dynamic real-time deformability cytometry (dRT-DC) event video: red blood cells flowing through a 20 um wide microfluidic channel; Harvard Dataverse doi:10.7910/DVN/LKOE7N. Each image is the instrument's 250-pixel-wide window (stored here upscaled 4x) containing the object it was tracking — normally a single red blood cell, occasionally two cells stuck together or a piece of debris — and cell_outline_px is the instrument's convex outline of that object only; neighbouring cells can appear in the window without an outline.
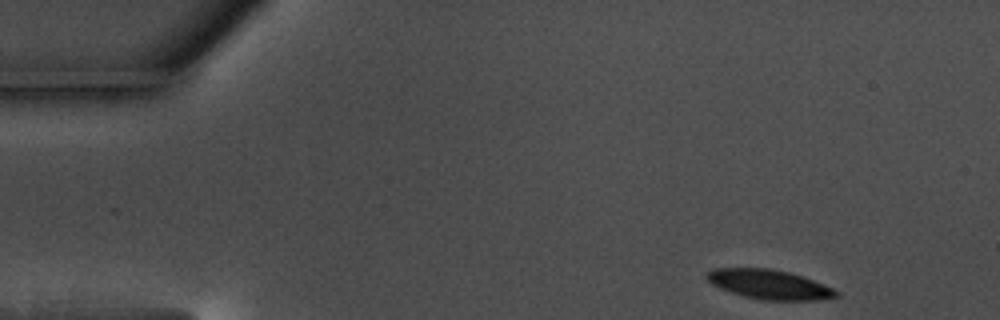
{"species": "common noctule bat (a hibernating species)", "species_latin": "Nyctalus noctula", "temperature_condition": "warm", "stored_images_in_passage": 52, "camera_frame_rate_fps": 3000, "um_per_image_px": 0.085, "animal": {"sex": "male", "body_mass_g": 17.5, "forearm_length_mm": 52.3}, "frame": {"image": 1, "passage_image": 1, "time_ms": 0.0, "image_size_px": [1000, 320], "cell_outline_px": [[840, 296], [816, 300], [760, 300], [744, 296], [720, 288], [712, 284], [704, 276], [704, 272], [712, 268], [772, 268], [788, 272], [812, 280], [832, 288], [840, 292]], "centroid_in_image_um": [65.34, 24.17], "position_along_channel_um": 19.7, "area_um2": 22.2}}
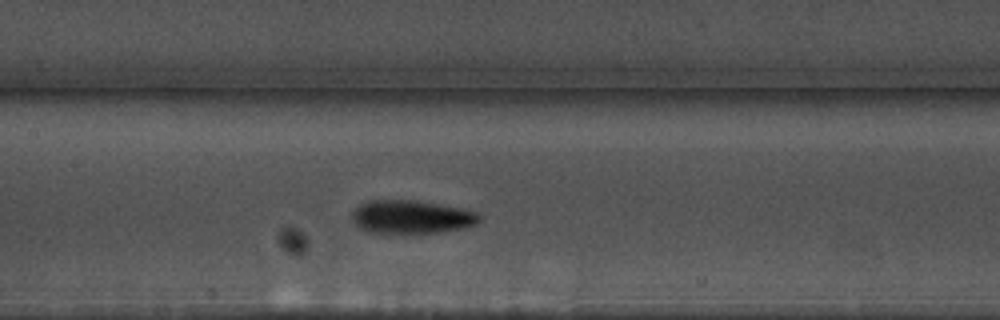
{"frame": {"image": 2, "passage_image": 22, "time_ms": 7.0, "image_size_px": [1000, 320], "cell_outline_px": [[480, 224], [464, 228], [440, 232], [368, 232], [360, 228], [352, 220], [352, 212], [360, 204], [372, 200], [416, 200], [460, 208], [476, 212], [480, 216]], "centroid_in_image_um": [35.0, 18.43], "position_along_channel_um": 172.4, "area_um2": 24.51}}
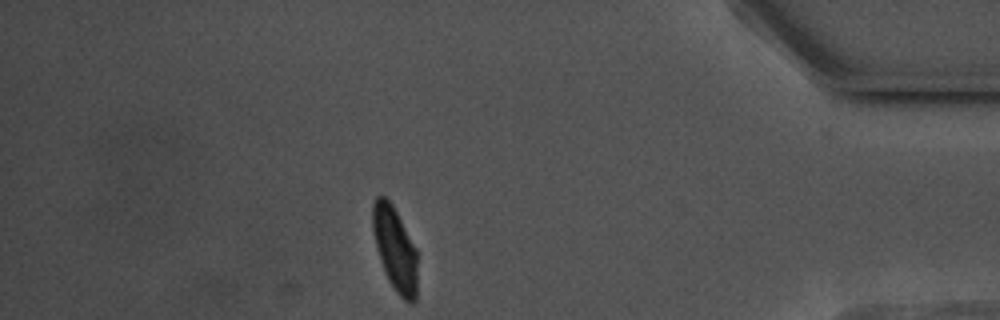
{"frame": {"image": 3, "passage_image": 45, "time_ms": 14.667, "image_size_px": [1000, 320], "cell_outline_px": [[416, 300], [404, 300], [396, 292], [388, 280], [380, 260], [372, 232], [372, 200], [376, 196], [384, 196], [392, 204], [416, 248]], "centroid_in_image_um": [33.53, 21.1], "position_along_channel_um": 401.7, "area_um2": 21.68}, "authors_computed_cell_mechanics": {"area_um2": 23.1489, "velocity_mm_per_s": 3.5285, "shape_relaxation_time_tau1_ms": 2.8556, "shape_relaxation_time_tau2_ms": 3.5507, "deformation_change_tau1": 0.1222, "deformation_change_tau2": 0.0812}}